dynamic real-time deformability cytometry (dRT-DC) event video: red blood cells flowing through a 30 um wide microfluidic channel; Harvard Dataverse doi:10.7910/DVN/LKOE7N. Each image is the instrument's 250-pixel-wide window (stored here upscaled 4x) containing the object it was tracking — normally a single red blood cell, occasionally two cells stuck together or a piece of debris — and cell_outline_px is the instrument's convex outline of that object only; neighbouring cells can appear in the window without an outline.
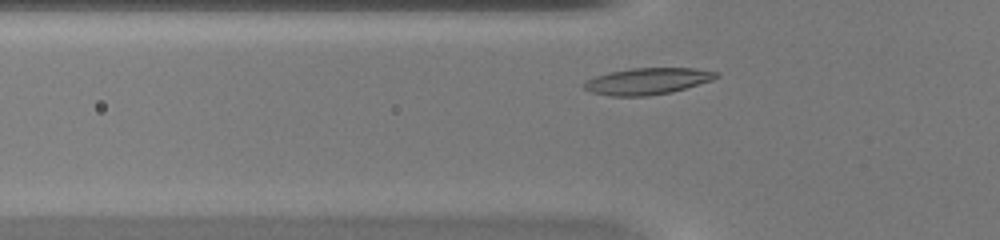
{"species": "common noctule bat (a hibernating species)", "species_latin": "Nyctalus noctula", "temperature_condition": "warm", "stored_images_in_passage": 30, "camera_frame_rate_fps": 3000, "um_per_image_px": 0.085, "animal": {"sex": "female", "body_mass_g": 20.0, "forearm_length_mm": 54.0}, "frame": {"image": 1, "passage_image": 4, "time_ms": 1.0, "image_size_px": [1000, 240], "cell_outline_px": [[720, 76], [712, 80], [672, 92], [648, 96], [612, 96], [592, 92], [584, 88], [584, 84], [588, 80], [596, 76], [612, 72], [632, 68], [692, 68], [720, 72]], "centroid_in_image_um": [55.09, 6.9], "position_along_channel_um": 70.7, "area_um2": 20.23}}
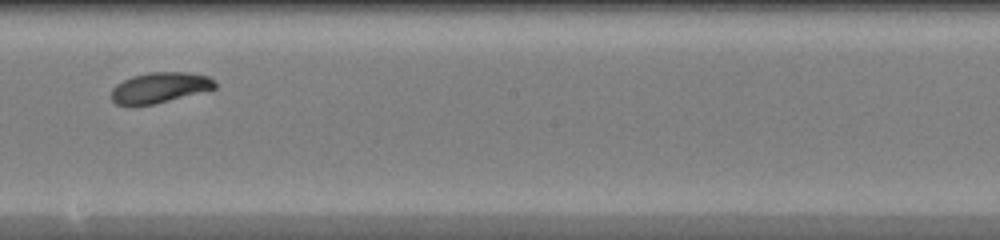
{"frame": {"image": 2, "passage_image": 16, "time_ms": 5.0, "image_size_px": [1000, 240], "cell_outline_px": [[216, 88], [152, 104], [116, 104], [112, 100], [112, 88], [116, 84], [132, 76], [148, 72], [188, 72], [208, 76], [216, 84]], "centroid_in_image_um": [13.57, 7.42], "position_along_channel_um": 234.6, "area_um2": 17.98}}
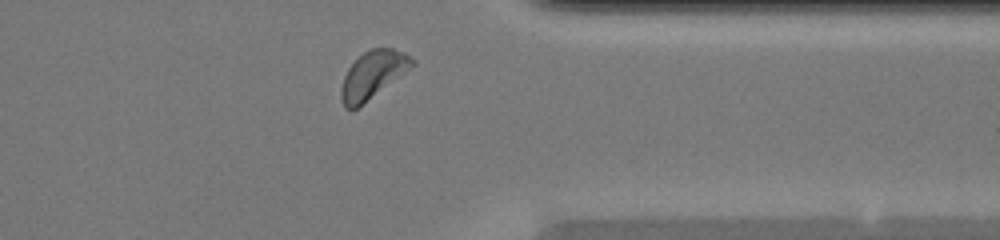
{"frame": {"image": 3, "passage_image": 27, "time_ms": 8.667, "image_size_px": [1000, 240], "cell_outline_px": [[416, 64], [356, 108], [344, 108], [340, 96], [340, 88], [344, 76], [348, 68], [364, 52], [372, 48], [392, 48], [404, 52], [416, 60]], "centroid_in_image_um": [31.69, 6.33], "position_along_channel_um": 379.7, "area_um2": 19.19}, "authors_computed_cell_mechanics": {"area_um2": 18.785, "velocity_mm_per_s": 4.1163, "shape_relaxation_time_tau1_ms": 2.1254, "shape_relaxation_time_tau2_ms": null, "deformation_change_tau1": 0.1028, "deformation_change_tau2": null}}